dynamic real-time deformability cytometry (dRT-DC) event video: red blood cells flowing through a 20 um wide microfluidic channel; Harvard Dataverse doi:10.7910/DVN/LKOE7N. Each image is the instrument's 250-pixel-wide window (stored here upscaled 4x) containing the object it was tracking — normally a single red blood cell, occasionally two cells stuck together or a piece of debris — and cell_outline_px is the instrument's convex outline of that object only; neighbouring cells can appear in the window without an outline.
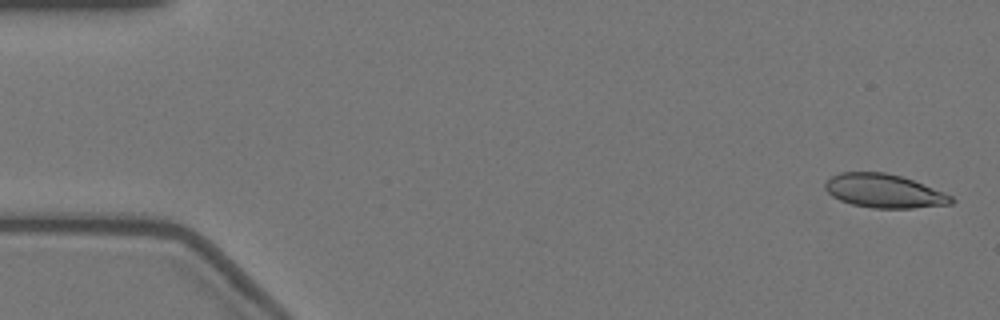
{"species": "Egyptian fruit bat (a non-hibernating species)", "species_latin": "Rousettus aegyptiacus", "temperature_condition": "warm", "stored_images_in_passage": 15, "camera_frame_rate_fps": 3000, "um_per_image_px": 0.085, "animal": {"sex": "female"}, "frame": {"image": 1, "passage_image": 2, "time_ms": 0.333, "image_size_px": [1000, 320], "cell_outline_px": [[956, 200], [952, 204], [912, 208], [872, 208], [852, 204], [840, 200], [832, 196], [824, 188], [824, 184], [832, 176], [840, 172], [884, 172], [900, 176], [912, 180], [944, 192], [952, 196]], "centroid_in_image_um": [75.15, 16.24], "position_along_channel_um": 9.8, "area_um2": 24.68}}